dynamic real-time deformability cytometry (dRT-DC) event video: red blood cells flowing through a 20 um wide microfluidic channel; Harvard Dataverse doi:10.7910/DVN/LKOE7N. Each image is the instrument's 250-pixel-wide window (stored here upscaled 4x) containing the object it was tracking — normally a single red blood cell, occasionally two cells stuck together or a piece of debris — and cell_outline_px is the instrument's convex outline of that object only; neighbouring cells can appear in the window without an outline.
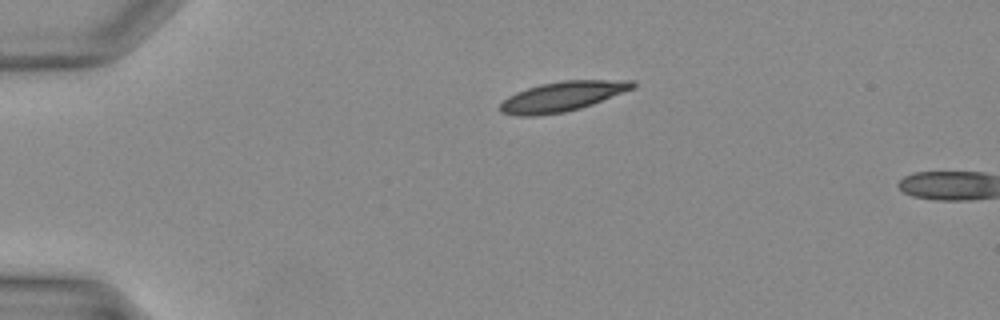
{"species": "Egyptian fruit bat (a non-hibernating species)", "species_latin": "Rousettus aegyptiacus", "temperature_condition": "warm", "stored_images_in_passage": 3, "camera_frame_rate_fps": 3000, "um_per_image_px": 0.085, "animal": {"sex": "female"}, "frame": {"image": 1, "passage_image": 1, "time_ms": 0.0, "image_size_px": [1000, 320], "cell_outline_px": [[636, 88], [592, 104], [580, 108], [564, 112], [536, 116], [516, 116], [500, 112], [500, 104], [508, 96], [516, 92], [540, 84], [564, 80], [632, 80], [636, 84]], "centroid_in_image_um": [47.8, 8.2], "position_along_channel_um": 37.2, "area_um2": 23.06}}